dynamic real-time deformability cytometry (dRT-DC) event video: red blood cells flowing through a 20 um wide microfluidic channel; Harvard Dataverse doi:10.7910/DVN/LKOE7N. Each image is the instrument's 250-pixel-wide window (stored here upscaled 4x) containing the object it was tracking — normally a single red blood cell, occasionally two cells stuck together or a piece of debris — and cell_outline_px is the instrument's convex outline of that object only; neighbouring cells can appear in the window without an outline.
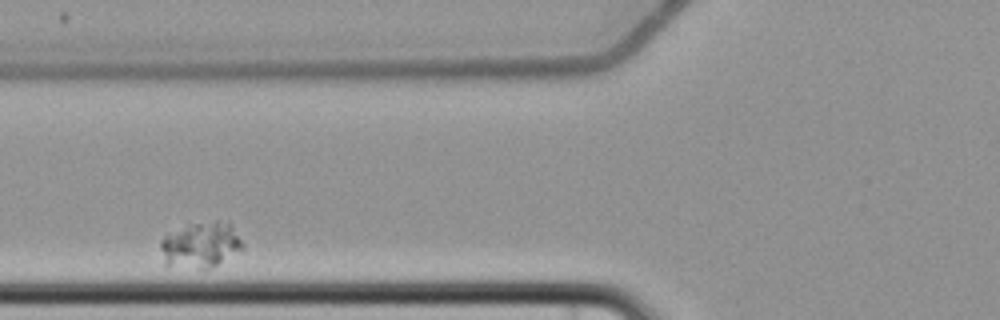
{"species": "common noctule bat (a hibernating species)", "species_latin": "Nyctalus noctula", "temperature_condition": "cold", "stored_images_in_passage": 5, "camera_frame_rate_fps": 3000, "um_per_image_px": 0.085, "animal": {"sex": "female", "body_mass_g": 22.7, "forearm_length_mm": 54.2}, "frame": {"image": 1, "passage_image": 3, "time_ms": 2.333, "image_size_px": [1000, 320], "cell_outline_px": [[244, 248], [216, 264], [208, 268], [164, 268], [160, 248], [160, 240], [164, 236], [188, 224], [216, 220], [228, 220], [232, 224], [244, 244]], "centroid_in_image_um": [17.02, 20.82], "position_along_channel_um": 108.8, "area_um2": 22.37}}
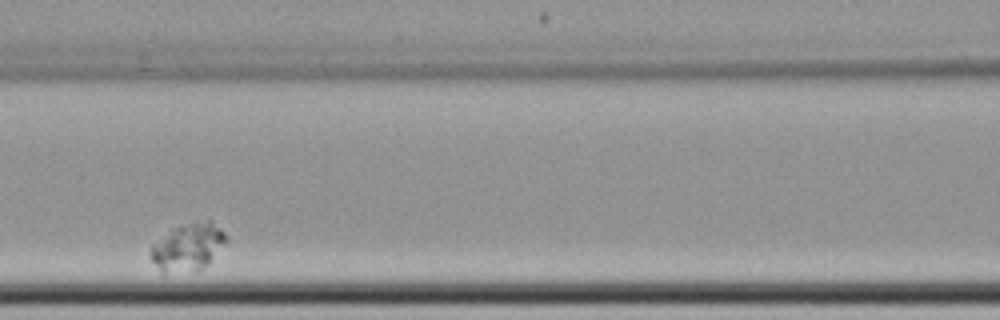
{"frame": {"image": 2, "passage_image": 4, "time_ms": 3.667, "image_size_px": [1000, 320], "cell_outline_px": [[228, 240], [196, 272], [164, 276], [160, 272], [152, 260], [152, 244], [176, 228], [208, 216], [228, 236]], "centroid_in_image_um": [15.98, 21.01], "position_along_channel_um": 150.6, "area_um2": 20.92}}
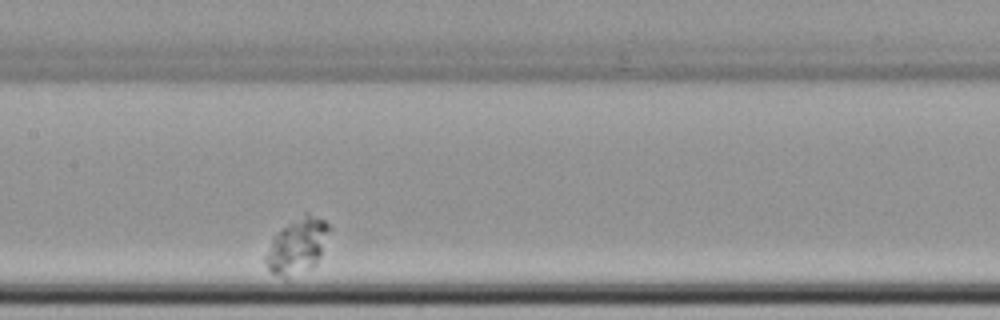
{"frame": {"image": 3, "passage_image": 5, "time_ms": 4.667, "image_size_px": [1000, 320], "cell_outline_px": [[332, 228], [320, 256], [316, 264], [312, 268], [284, 280], [272, 272], [268, 268], [264, 260], [264, 256], [272, 236], [308, 212], [324, 220]], "centroid_in_image_um": [25.27, 20.95], "position_along_channel_um": 182.1, "area_um2": 20.58}}